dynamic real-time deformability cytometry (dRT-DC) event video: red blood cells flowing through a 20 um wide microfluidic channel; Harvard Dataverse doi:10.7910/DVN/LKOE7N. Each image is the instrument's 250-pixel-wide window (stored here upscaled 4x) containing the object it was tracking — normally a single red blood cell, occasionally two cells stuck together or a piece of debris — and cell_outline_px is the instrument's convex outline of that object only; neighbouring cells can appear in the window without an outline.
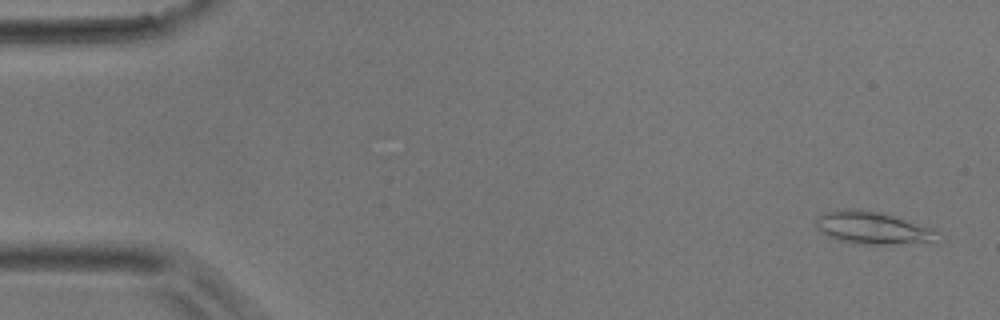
{"species": "common noctule bat (a hibernating species)", "species_latin": "Nyctalus noctula", "temperature_condition": "room temperature", "stored_images_in_passage": 32, "camera_frame_rate_fps": 3000, "um_per_image_px": 0.085, "animal": {"sex": "male", "body_mass_g": 17.9}, "frame": {"image": 1, "passage_image": 2, "time_ms": 0.333, "image_size_px": [1000, 320], "cell_outline_px": [[940, 232], [932, 240], [884, 244], [856, 244], [836, 240], [828, 236], [816, 224], [816, 216], [824, 212], [848, 208], [856, 208], [884, 212], [936, 228]], "centroid_in_image_um": [74.15, 19.33], "position_along_channel_um": 10.8, "area_um2": 23.0}}
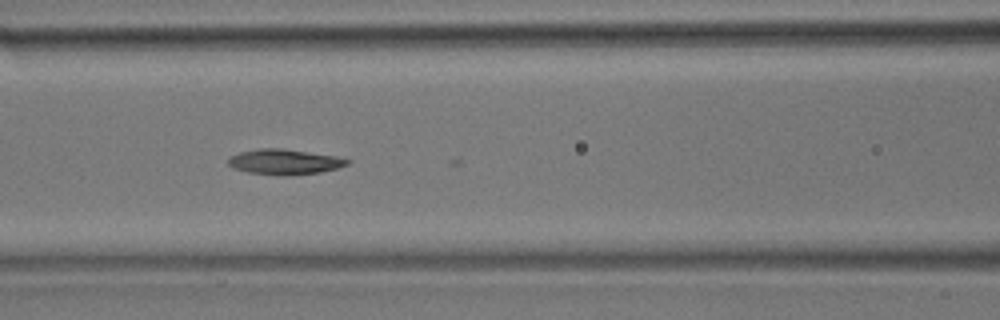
{"frame": {"image": 2, "passage_image": 20, "time_ms": 6.333, "image_size_px": [1000, 320], "cell_outline_px": [[352, 160], [348, 164], [340, 168], [320, 172], [284, 176], [280, 176], [248, 172], [232, 168], [228, 164], [228, 156], [240, 152], [260, 148], [284, 148], [336, 156]], "centroid_in_image_um": [24.18, 13.75], "position_along_channel_um": 142.4, "area_um2": 17.8}}
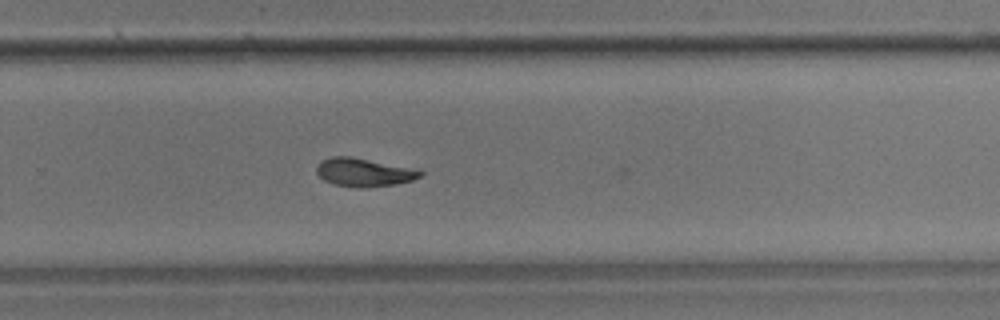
{"frame": {"image": 3, "passage_image": 31, "time_ms": 10.0, "image_size_px": [1000, 320], "cell_outline_px": [[424, 172], [420, 176], [412, 180], [392, 184], [360, 188], [356, 188], [332, 184], [324, 180], [316, 172], [316, 168], [320, 160], [332, 156], [352, 156], [408, 168]], "centroid_in_image_um": [30.83, 14.64], "position_along_channel_um": 299.0, "area_um2": 16.82}}